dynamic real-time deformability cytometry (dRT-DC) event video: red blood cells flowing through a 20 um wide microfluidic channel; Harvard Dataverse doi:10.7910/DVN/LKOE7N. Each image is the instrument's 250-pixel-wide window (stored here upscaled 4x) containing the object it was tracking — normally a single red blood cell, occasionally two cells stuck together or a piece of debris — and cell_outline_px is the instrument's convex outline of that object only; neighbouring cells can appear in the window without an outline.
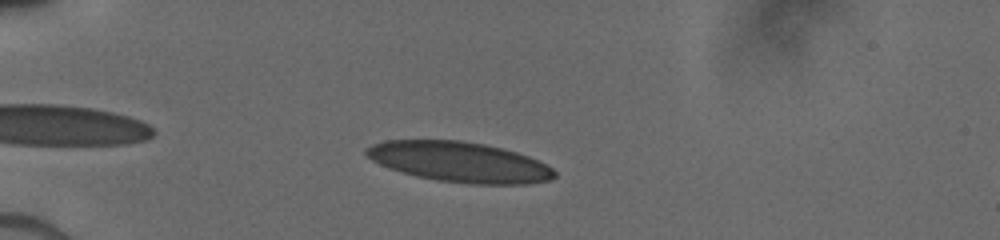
{"species": "human", "species_latin": "Homo sapiens", "temperature_condition": "cold", "stored_images_in_passage": 24, "camera_frame_rate_fps": 3000, "um_per_image_px": 0.085, "donor": {"sex": "male"}, "frame": {"image": 1, "passage_image": 3, "time_ms": 1.0, "image_size_px": [1000, 240], "cell_outline_px": [[556, 176], [548, 180], [528, 184], [468, 184], [436, 180], [416, 176], [400, 172], [380, 164], [372, 160], [364, 152], [364, 148], [372, 144], [384, 140], [460, 140], [484, 144], [516, 152], [528, 156], [552, 168], [556, 172]], "centroid_in_image_um": [39.02, 13.77], "position_along_channel_um": 46.0, "area_um2": 44.1}}
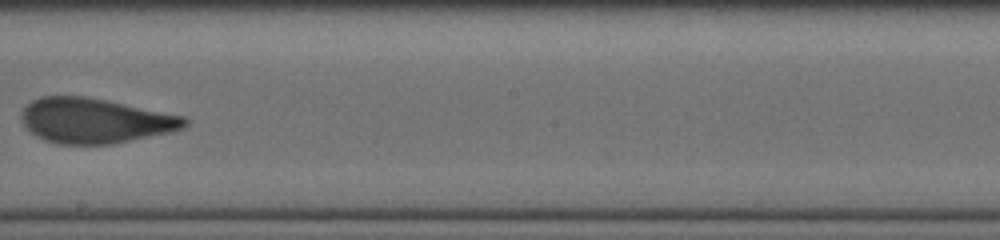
{"frame": {"image": 2, "passage_image": 14, "time_ms": 6.667, "image_size_px": [1000, 240], "cell_outline_px": [[188, 124], [184, 128], [168, 132], [112, 144], [56, 144], [44, 140], [36, 136], [24, 124], [20, 116], [24, 108], [32, 100], [40, 96], [84, 96], [184, 116], [188, 120]], "centroid_in_image_um": [8.04, 10.26], "position_along_channel_um": 240.2, "area_um2": 42.37}}
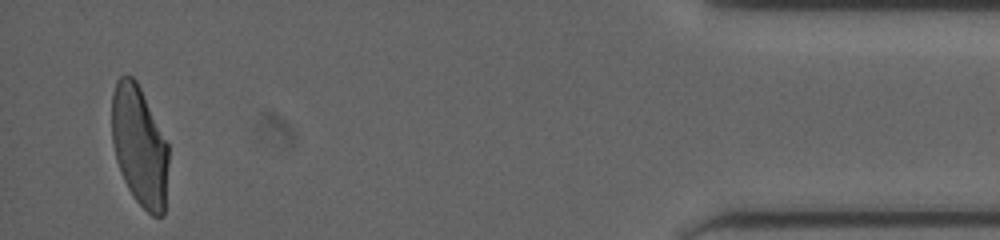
{"frame": {"image": 3, "passage_image": 24, "time_ms": 12.667, "image_size_px": [1000, 240], "cell_outline_px": [[168, 164], [164, 216], [152, 216], [136, 200], [128, 188], [120, 172], [116, 160], [112, 144], [112, 92], [116, 80], [120, 76], [132, 76], [136, 80], [168, 144]], "centroid_in_image_um": [11.84, 12.42], "position_along_channel_um": 423.4, "area_um2": 39.59}}